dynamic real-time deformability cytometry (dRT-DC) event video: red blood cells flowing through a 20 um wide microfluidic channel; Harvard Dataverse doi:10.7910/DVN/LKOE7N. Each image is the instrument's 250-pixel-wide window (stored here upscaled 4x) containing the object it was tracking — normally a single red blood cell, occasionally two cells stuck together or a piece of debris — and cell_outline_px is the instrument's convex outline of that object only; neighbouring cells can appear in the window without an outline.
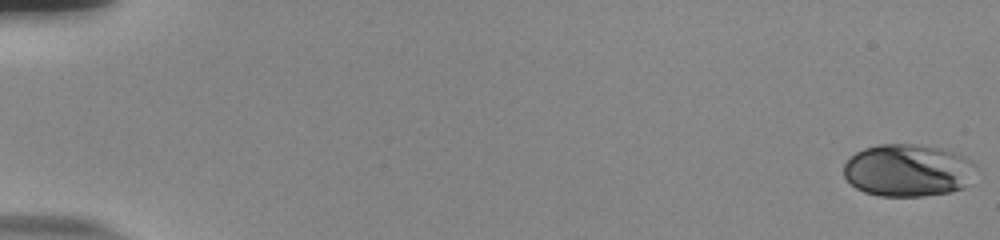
{"species": "human", "species_latin": "Homo sapiens", "temperature_condition": "room temperature", "stored_images_in_passage": 56, "camera_frame_rate_fps": 3000, "um_per_image_px": 0.085, "donor": {"sex": "male"}, "frame": {"image": 1, "passage_image": 1, "time_ms": 0.0, "image_size_px": [1000, 240], "cell_outline_px": [[972, 160], [964, 188], [948, 192], [924, 196], [880, 196], [864, 192], [856, 188], [844, 176], [844, 164], [856, 152], [864, 148], [876, 144], [912, 144], [940, 148], [964, 156]], "centroid_in_image_um": [77.07, 14.48], "position_along_channel_um": 7.9, "area_um2": 39.65}}
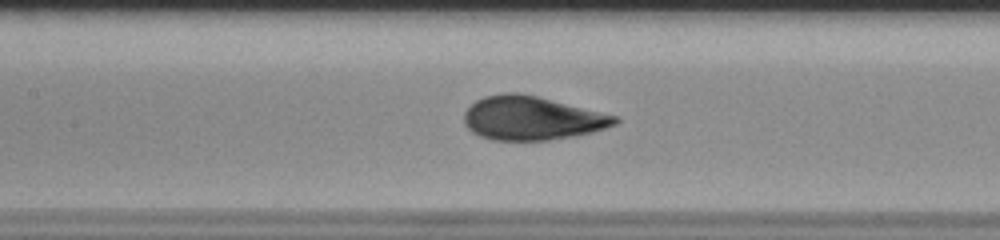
{"frame": {"image": 2, "passage_image": 28, "time_ms": 9.0, "image_size_px": [1000, 240], "cell_outline_px": [[620, 120], [616, 124], [592, 132], [572, 136], [548, 140], [492, 140], [480, 136], [472, 132], [464, 124], [464, 112], [476, 100], [484, 96], [504, 92], [516, 92], [536, 96], [620, 116]], "centroid_in_image_um": [45.2, 10.04], "position_along_channel_um": 162.2, "area_um2": 38.44}}
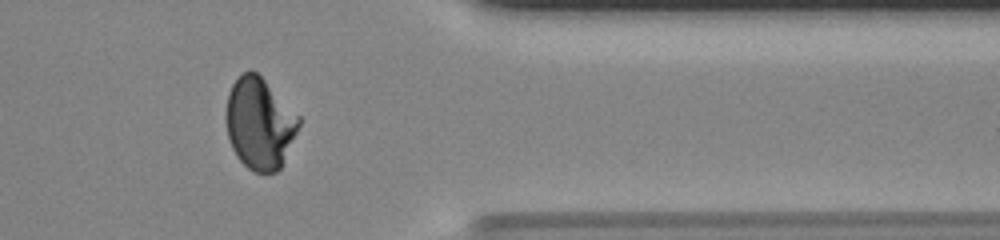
{"frame": {"image": 3, "passage_image": 47, "time_ms": 15.333, "image_size_px": [1000, 240], "cell_outline_px": [[300, 124], [280, 168], [276, 172], [256, 172], [248, 168], [236, 156], [232, 148], [228, 136], [224, 116], [228, 92], [232, 84], [244, 72], [252, 68], [300, 116]], "centroid_in_image_um": [22.03, 10.48], "position_along_channel_um": 389.4, "area_um2": 38.61}, "authors_computed_cell_mechanics": {"area_um2": 38.3503, "velocity_mm_per_s": 3.7542, "shape_relaxation_time_tau1_ms": 4.2041, "shape_relaxation_time_tau2_ms": null, "deformation_change_tau1": 0.1909, "deformation_change_tau2": null}}